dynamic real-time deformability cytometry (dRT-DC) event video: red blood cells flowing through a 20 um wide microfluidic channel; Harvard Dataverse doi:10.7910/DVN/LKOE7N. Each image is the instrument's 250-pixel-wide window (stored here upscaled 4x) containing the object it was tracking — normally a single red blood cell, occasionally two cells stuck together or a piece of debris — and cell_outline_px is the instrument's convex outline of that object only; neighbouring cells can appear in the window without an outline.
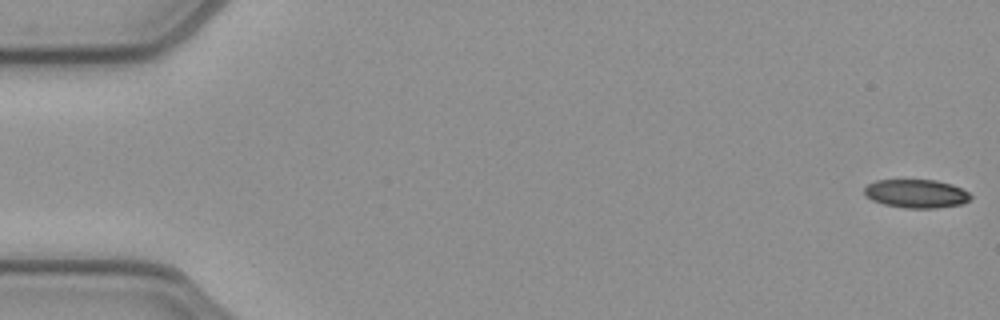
{"species": "common noctule bat (a hibernating species)", "species_latin": "Nyctalus noctula", "temperature_condition": "cold", "stored_images_in_passage": 8, "camera_frame_rate_fps": 3000, "um_per_image_px": 0.085, "animal": {"sex": "female", "body_mass_g": 21.9}, "frame": {"image": 1, "passage_image": 1, "time_ms": 0.0, "image_size_px": [1000, 320], "cell_outline_px": [[972, 196], [968, 200], [960, 204], [936, 208], [908, 208], [884, 204], [872, 200], [864, 192], [864, 188], [868, 184], [876, 180], [936, 180], [952, 184], [968, 192]], "centroid_in_image_um": [77.88, 16.45], "position_along_channel_um": 7.1, "area_um2": 17.46}}